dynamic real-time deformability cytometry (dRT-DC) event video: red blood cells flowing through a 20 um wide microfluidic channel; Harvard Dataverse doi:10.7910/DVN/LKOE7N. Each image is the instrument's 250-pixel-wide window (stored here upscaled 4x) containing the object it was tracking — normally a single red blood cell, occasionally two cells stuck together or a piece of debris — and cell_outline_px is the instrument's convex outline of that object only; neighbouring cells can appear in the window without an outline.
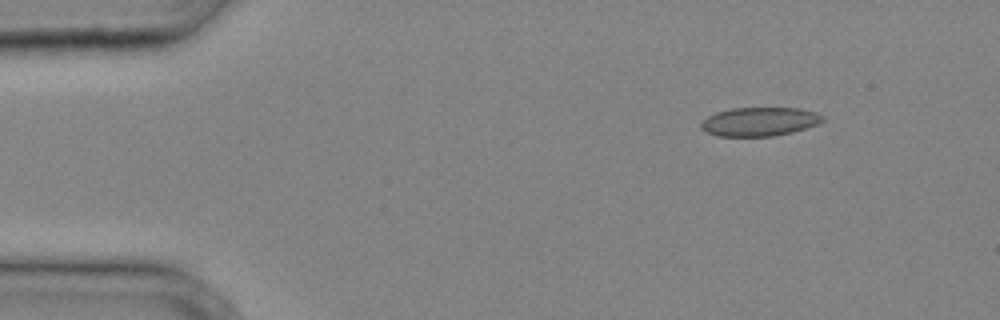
{"species": "common noctule bat (a hibernating species)", "species_latin": "Nyctalus noctula", "temperature_condition": "cold", "stored_images_in_passage": 31, "camera_frame_rate_fps": 3000, "um_per_image_px": 0.085, "animal": {"sex": "male", "body_mass_g": 20.4}, "frame": {"image": 1, "passage_image": 1, "time_ms": 0.0, "image_size_px": [1000, 320], "cell_outline_px": [[824, 120], [816, 124], [792, 132], [776, 136], [716, 136], [700, 128], [700, 124], [708, 116], [716, 112], [732, 108], [800, 108], [816, 112], [824, 116]], "centroid_in_image_um": [64.55, 10.33], "position_along_channel_um": 20.4, "area_um2": 20.35}}
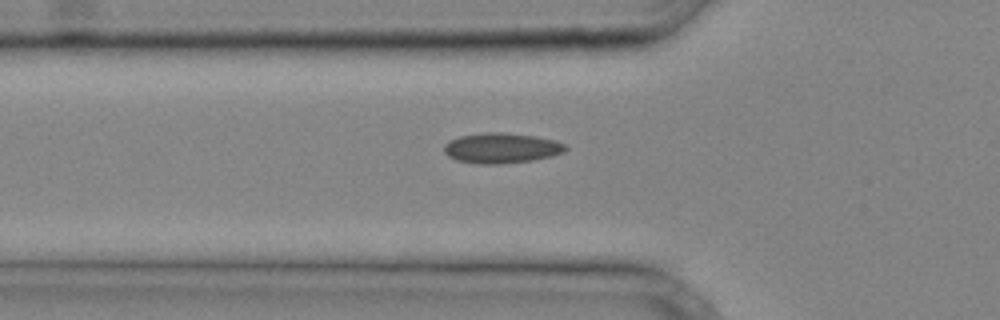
{"frame": {"image": 2, "passage_image": 9, "time_ms": 2.667, "image_size_px": [1000, 320], "cell_outline_px": [[568, 148], [564, 152], [552, 156], [532, 160], [500, 164], [476, 164], [456, 160], [448, 156], [444, 152], [444, 144], [448, 140], [460, 136], [488, 132], [500, 132], [536, 136], [556, 140], [564, 144]], "centroid_in_image_um": [42.61, 12.59], "position_along_channel_um": 83.2, "area_um2": 21.56}}
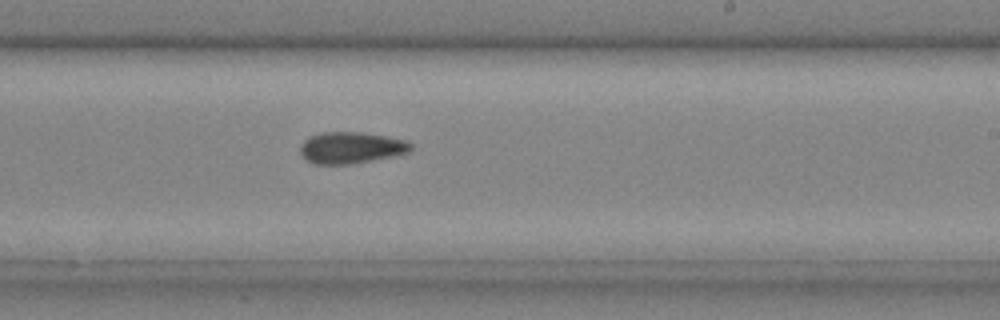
{"frame": {"image": 3, "passage_image": 19, "time_ms": 6.0, "image_size_px": [1000, 320], "cell_outline_px": [[412, 148], [408, 152], [392, 156], [348, 164], [312, 164], [300, 152], [300, 144], [308, 136], [320, 132], [360, 132], [408, 140], [412, 144]], "centroid_in_image_um": [29.81, 12.54], "position_along_channel_um": 259.2, "area_um2": 20.23}}